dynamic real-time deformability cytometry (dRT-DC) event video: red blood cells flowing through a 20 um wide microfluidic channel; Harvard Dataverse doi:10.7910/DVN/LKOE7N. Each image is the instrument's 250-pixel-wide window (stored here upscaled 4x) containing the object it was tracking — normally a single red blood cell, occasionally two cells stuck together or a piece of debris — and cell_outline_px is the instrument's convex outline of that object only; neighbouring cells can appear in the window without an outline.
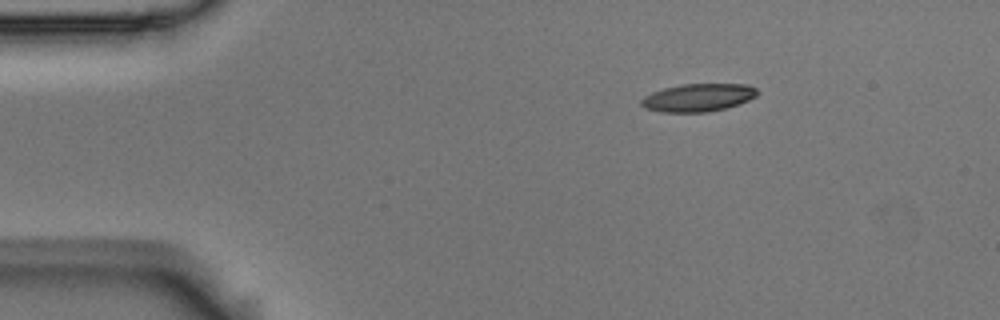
{"species": "Egyptian fruit bat (a non-hibernating species)", "species_latin": "Rousettus aegyptiacus", "temperature_condition": "room temperature", "stored_images_in_passage": 3, "camera_frame_rate_fps": 3000, "um_per_image_px": 0.085, "animal": {"sex": "male"}, "frame": {"image": 1, "passage_image": 1, "time_ms": 0.0, "image_size_px": [1000, 320], "cell_outline_px": [[756, 96], [748, 100], [724, 108], [708, 112], [660, 112], [644, 108], [640, 104], [640, 100], [644, 96], [652, 92], [664, 88], [680, 84], [748, 84], [756, 88]], "centroid_in_image_um": [59.28, 8.29], "position_along_channel_um": 25.7, "area_um2": 18.79}}
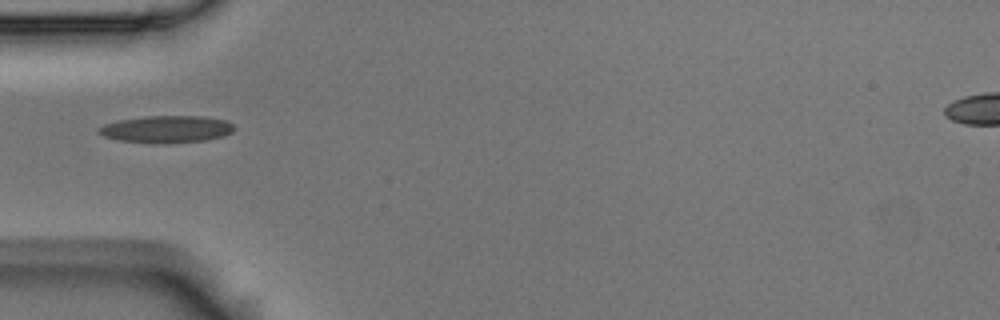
{"frame": {"image": 2, "passage_image": 3, "time_ms": 0.667, "image_size_px": [1000, 320], "cell_outline_px": [[236, 128], [232, 132], [224, 136], [208, 140], [168, 144], [156, 144], [120, 140], [104, 136], [96, 132], [96, 128], [104, 124], [120, 120], [144, 116], [200, 116], [224, 120], [232, 124]], "centroid_in_image_um": [14.15, 10.99], "position_along_channel_um": 70.9, "area_um2": 21.68}}